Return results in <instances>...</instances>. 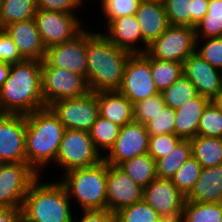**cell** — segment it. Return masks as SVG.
Listing matches in <instances>:
<instances>
[{"mask_svg": "<svg viewBox=\"0 0 222 222\" xmlns=\"http://www.w3.org/2000/svg\"><path fill=\"white\" fill-rule=\"evenodd\" d=\"M195 53L222 71V37L196 38Z\"/></svg>", "mask_w": 222, "mask_h": 222, "instance_id": "cell-39", "label": "cell"}, {"mask_svg": "<svg viewBox=\"0 0 222 222\" xmlns=\"http://www.w3.org/2000/svg\"><path fill=\"white\" fill-rule=\"evenodd\" d=\"M165 107L161 92L133 104L134 121L145 125Z\"/></svg>", "mask_w": 222, "mask_h": 222, "instance_id": "cell-40", "label": "cell"}, {"mask_svg": "<svg viewBox=\"0 0 222 222\" xmlns=\"http://www.w3.org/2000/svg\"><path fill=\"white\" fill-rule=\"evenodd\" d=\"M145 126L149 135L174 134L175 110L165 105Z\"/></svg>", "mask_w": 222, "mask_h": 222, "instance_id": "cell-41", "label": "cell"}, {"mask_svg": "<svg viewBox=\"0 0 222 222\" xmlns=\"http://www.w3.org/2000/svg\"><path fill=\"white\" fill-rule=\"evenodd\" d=\"M183 74L194 84L200 96L219 100L222 94V71L214 68L197 53L183 63Z\"/></svg>", "mask_w": 222, "mask_h": 222, "instance_id": "cell-18", "label": "cell"}, {"mask_svg": "<svg viewBox=\"0 0 222 222\" xmlns=\"http://www.w3.org/2000/svg\"><path fill=\"white\" fill-rule=\"evenodd\" d=\"M211 100L199 94L175 110L174 134L182 140H191L197 136L199 120Z\"/></svg>", "mask_w": 222, "mask_h": 222, "instance_id": "cell-24", "label": "cell"}, {"mask_svg": "<svg viewBox=\"0 0 222 222\" xmlns=\"http://www.w3.org/2000/svg\"><path fill=\"white\" fill-rule=\"evenodd\" d=\"M82 15L83 13L37 10L34 21L43 46L47 49L76 38L89 24H92V22L87 24Z\"/></svg>", "mask_w": 222, "mask_h": 222, "instance_id": "cell-7", "label": "cell"}, {"mask_svg": "<svg viewBox=\"0 0 222 222\" xmlns=\"http://www.w3.org/2000/svg\"><path fill=\"white\" fill-rule=\"evenodd\" d=\"M25 60L19 53L12 38L4 30L0 29V62L13 65Z\"/></svg>", "mask_w": 222, "mask_h": 222, "instance_id": "cell-44", "label": "cell"}, {"mask_svg": "<svg viewBox=\"0 0 222 222\" xmlns=\"http://www.w3.org/2000/svg\"><path fill=\"white\" fill-rule=\"evenodd\" d=\"M195 32L196 38L222 37V0H209L208 11Z\"/></svg>", "mask_w": 222, "mask_h": 222, "instance_id": "cell-33", "label": "cell"}, {"mask_svg": "<svg viewBox=\"0 0 222 222\" xmlns=\"http://www.w3.org/2000/svg\"><path fill=\"white\" fill-rule=\"evenodd\" d=\"M99 3V11L102 14L103 24L105 27L112 19H116L126 15H135L138 9L140 0H94ZM104 16V17H103Z\"/></svg>", "mask_w": 222, "mask_h": 222, "instance_id": "cell-35", "label": "cell"}, {"mask_svg": "<svg viewBox=\"0 0 222 222\" xmlns=\"http://www.w3.org/2000/svg\"><path fill=\"white\" fill-rule=\"evenodd\" d=\"M21 219V209L0 207V222H19Z\"/></svg>", "mask_w": 222, "mask_h": 222, "instance_id": "cell-47", "label": "cell"}, {"mask_svg": "<svg viewBox=\"0 0 222 222\" xmlns=\"http://www.w3.org/2000/svg\"><path fill=\"white\" fill-rule=\"evenodd\" d=\"M118 91L133 104L159 93L154 84L150 62L142 54L129 57Z\"/></svg>", "mask_w": 222, "mask_h": 222, "instance_id": "cell-12", "label": "cell"}, {"mask_svg": "<svg viewBox=\"0 0 222 222\" xmlns=\"http://www.w3.org/2000/svg\"><path fill=\"white\" fill-rule=\"evenodd\" d=\"M107 210L115 214L143 199V188L117 166L107 164Z\"/></svg>", "mask_w": 222, "mask_h": 222, "instance_id": "cell-17", "label": "cell"}, {"mask_svg": "<svg viewBox=\"0 0 222 222\" xmlns=\"http://www.w3.org/2000/svg\"><path fill=\"white\" fill-rule=\"evenodd\" d=\"M76 213L74 214L73 222H115V214L107 209L80 210L79 212L76 210Z\"/></svg>", "mask_w": 222, "mask_h": 222, "instance_id": "cell-45", "label": "cell"}, {"mask_svg": "<svg viewBox=\"0 0 222 222\" xmlns=\"http://www.w3.org/2000/svg\"><path fill=\"white\" fill-rule=\"evenodd\" d=\"M190 142L192 156L202 168L222 165V138L197 135Z\"/></svg>", "mask_w": 222, "mask_h": 222, "instance_id": "cell-26", "label": "cell"}, {"mask_svg": "<svg viewBox=\"0 0 222 222\" xmlns=\"http://www.w3.org/2000/svg\"><path fill=\"white\" fill-rule=\"evenodd\" d=\"M192 156L190 140H181L168 155L156 160L158 179H171L183 163Z\"/></svg>", "mask_w": 222, "mask_h": 222, "instance_id": "cell-27", "label": "cell"}, {"mask_svg": "<svg viewBox=\"0 0 222 222\" xmlns=\"http://www.w3.org/2000/svg\"><path fill=\"white\" fill-rule=\"evenodd\" d=\"M38 177L27 163H0V207L22 209L29 187Z\"/></svg>", "mask_w": 222, "mask_h": 222, "instance_id": "cell-11", "label": "cell"}, {"mask_svg": "<svg viewBox=\"0 0 222 222\" xmlns=\"http://www.w3.org/2000/svg\"><path fill=\"white\" fill-rule=\"evenodd\" d=\"M117 167L143 189L157 178L156 162L148 153L126 160Z\"/></svg>", "mask_w": 222, "mask_h": 222, "instance_id": "cell-25", "label": "cell"}, {"mask_svg": "<svg viewBox=\"0 0 222 222\" xmlns=\"http://www.w3.org/2000/svg\"><path fill=\"white\" fill-rule=\"evenodd\" d=\"M162 219L144 199L115 213V222H160Z\"/></svg>", "mask_w": 222, "mask_h": 222, "instance_id": "cell-36", "label": "cell"}, {"mask_svg": "<svg viewBox=\"0 0 222 222\" xmlns=\"http://www.w3.org/2000/svg\"><path fill=\"white\" fill-rule=\"evenodd\" d=\"M88 4L90 6V3H88L87 0H37V10L60 11L79 14L83 11V13L86 12L85 10L87 9Z\"/></svg>", "mask_w": 222, "mask_h": 222, "instance_id": "cell-43", "label": "cell"}, {"mask_svg": "<svg viewBox=\"0 0 222 222\" xmlns=\"http://www.w3.org/2000/svg\"><path fill=\"white\" fill-rule=\"evenodd\" d=\"M186 201L222 203V165L202 168Z\"/></svg>", "mask_w": 222, "mask_h": 222, "instance_id": "cell-23", "label": "cell"}, {"mask_svg": "<svg viewBox=\"0 0 222 222\" xmlns=\"http://www.w3.org/2000/svg\"><path fill=\"white\" fill-rule=\"evenodd\" d=\"M149 133L146 126L132 121L122 126L119 135L103 160L112 166L148 153Z\"/></svg>", "mask_w": 222, "mask_h": 222, "instance_id": "cell-15", "label": "cell"}, {"mask_svg": "<svg viewBox=\"0 0 222 222\" xmlns=\"http://www.w3.org/2000/svg\"><path fill=\"white\" fill-rule=\"evenodd\" d=\"M149 62L156 89L162 92L183 74V63L160 60L150 57L146 52L142 54Z\"/></svg>", "mask_w": 222, "mask_h": 222, "instance_id": "cell-28", "label": "cell"}, {"mask_svg": "<svg viewBox=\"0 0 222 222\" xmlns=\"http://www.w3.org/2000/svg\"><path fill=\"white\" fill-rule=\"evenodd\" d=\"M180 222H222V203L185 200Z\"/></svg>", "mask_w": 222, "mask_h": 222, "instance_id": "cell-31", "label": "cell"}, {"mask_svg": "<svg viewBox=\"0 0 222 222\" xmlns=\"http://www.w3.org/2000/svg\"><path fill=\"white\" fill-rule=\"evenodd\" d=\"M163 5L170 25L192 27L193 0H165Z\"/></svg>", "mask_w": 222, "mask_h": 222, "instance_id": "cell-38", "label": "cell"}, {"mask_svg": "<svg viewBox=\"0 0 222 222\" xmlns=\"http://www.w3.org/2000/svg\"><path fill=\"white\" fill-rule=\"evenodd\" d=\"M197 135L222 138V105L211 100L200 117Z\"/></svg>", "mask_w": 222, "mask_h": 222, "instance_id": "cell-34", "label": "cell"}, {"mask_svg": "<svg viewBox=\"0 0 222 222\" xmlns=\"http://www.w3.org/2000/svg\"><path fill=\"white\" fill-rule=\"evenodd\" d=\"M160 222H173V221L162 219Z\"/></svg>", "mask_w": 222, "mask_h": 222, "instance_id": "cell-50", "label": "cell"}, {"mask_svg": "<svg viewBox=\"0 0 222 222\" xmlns=\"http://www.w3.org/2000/svg\"><path fill=\"white\" fill-rule=\"evenodd\" d=\"M39 176L29 187L22 206L25 222H73L75 210L65 187ZM55 180V181H54ZM43 181V182H42Z\"/></svg>", "mask_w": 222, "mask_h": 222, "instance_id": "cell-4", "label": "cell"}, {"mask_svg": "<svg viewBox=\"0 0 222 222\" xmlns=\"http://www.w3.org/2000/svg\"><path fill=\"white\" fill-rule=\"evenodd\" d=\"M209 0H193L192 28L202 20L208 11Z\"/></svg>", "mask_w": 222, "mask_h": 222, "instance_id": "cell-46", "label": "cell"}, {"mask_svg": "<svg viewBox=\"0 0 222 222\" xmlns=\"http://www.w3.org/2000/svg\"><path fill=\"white\" fill-rule=\"evenodd\" d=\"M99 115L122 127L134 121L133 103L118 90L98 91Z\"/></svg>", "mask_w": 222, "mask_h": 222, "instance_id": "cell-22", "label": "cell"}, {"mask_svg": "<svg viewBox=\"0 0 222 222\" xmlns=\"http://www.w3.org/2000/svg\"><path fill=\"white\" fill-rule=\"evenodd\" d=\"M90 26L85 29L88 88L91 92L118 90L132 54L116 47L100 30L96 31L94 24L92 29Z\"/></svg>", "mask_w": 222, "mask_h": 222, "instance_id": "cell-1", "label": "cell"}, {"mask_svg": "<svg viewBox=\"0 0 222 222\" xmlns=\"http://www.w3.org/2000/svg\"><path fill=\"white\" fill-rule=\"evenodd\" d=\"M220 103H221V105H222V94H221V97H220V99L218 100Z\"/></svg>", "mask_w": 222, "mask_h": 222, "instance_id": "cell-51", "label": "cell"}, {"mask_svg": "<svg viewBox=\"0 0 222 222\" xmlns=\"http://www.w3.org/2000/svg\"><path fill=\"white\" fill-rule=\"evenodd\" d=\"M41 67H58L84 76L87 79L85 30L76 38L46 49Z\"/></svg>", "mask_w": 222, "mask_h": 222, "instance_id": "cell-16", "label": "cell"}, {"mask_svg": "<svg viewBox=\"0 0 222 222\" xmlns=\"http://www.w3.org/2000/svg\"><path fill=\"white\" fill-rule=\"evenodd\" d=\"M42 61L23 60L11 65L0 87V114L27 115L45 107L41 91Z\"/></svg>", "mask_w": 222, "mask_h": 222, "instance_id": "cell-3", "label": "cell"}, {"mask_svg": "<svg viewBox=\"0 0 222 222\" xmlns=\"http://www.w3.org/2000/svg\"><path fill=\"white\" fill-rule=\"evenodd\" d=\"M201 170L202 166L200 163L193 156H191L183 163V165L178 169L176 174L171 177L170 180L181 193L187 196L193 189Z\"/></svg>", "mask_w": 222, "mask_h": 222, "instance_id": "cell-37", "label": "cell"}, {"mask_svg": "<svg viewBox=\"0 0 222 222\" xmlns=\"http://www.w3.org/2000/svg\"><path fill=\"white\" fill-rule=\"evenodd\" d=\"M41 91L48 107L55 101L82 96L90 90L82 75L58 67H41Z\"/></svg>", "mask_w": 222, "mask_h": 222, "instance_id": "cell-10", "label": "cell"}, {"mask_svg": "<svg viewBox=\"0 0 222 222\" xmlns=\"http://www.w3.org/2000/svg\"><path fill=\"white\" fill-rule=\"evenodd\" d=\"M148 1H153V2H160V3H163L165 0H148Z\"/></svg>", "mask_w": 222, "mask_h": 222, "instance_id": "cell-49", "label": "cell"}, {"mask_svg": "<svg viewBox=\"0 0 222 222\" xmlns=\"http://www.w3.org/2000/svg\"><path fill=\"white\" fill-rule=\"evenodd\" d=\"M196 47L195 28L170 25L146 50L153 58L184 63Z\"/></svg>", "mask_w": 222, "mask_h": 222, "instance_id": "cell-9", "label": "cell"}, {"mask_svg": "<svg viewBox=\"0 0 222 222\" xmlns=\"http://www.w3.org/2000/svg\"><path fill=\"white\" fill-rule=\"evenodd\" d=\"M12 38L20 55L26 60L43 61L46 48L40 38L34 19L13 22L3 28Z\"/></svg>", "mask_w": 222, "mask_h": 222, "instance_id": "cell-20", "label": "cell"}, {"mask_svg": "<svg viewBox=\"0 0 222 222\" xmlns=\"http://www.w3.org/2000/svg\"><path fill=\"white\" fill-rule=\"evenodd\" d=\"M166 106L176 110L195 98L198 93L194 84L182 74L174 83L161 92Z\"/></svg>", "mask_w": 222, "mask_h": 222, "instance_id": "cell-32", "label": "cell"}, {"mask_svg": "<svg viewBox=\"0 0 222 222\" xmlns=\"http://www.w3.org/2000/svg\"><path fill=\"white\" fill-rule=\"evenodd\" d=\"M120 128V126L99 115L88 131L94 147L102 157L113 147L119 135Z\"/></svg>", "mask_w": 222, "mask_h": 222, "instance_id": "cell-30", "label": "cell"}, {"mask_svg": "<svg viewBox=\"0 0 222 222\" xmlns=\"http://www.w3.org/2000/svg\"><path fill=\"white\" fill-rule=\"evenodd\" d=\"M59 177L58 181L65 187L73 206H76L74 209H107V163L104 160L92 167L67 171Z\"/></svg>", "mask_w": 222, "mask_h": 222, "instance_id": "cell-5", "label": "cell"}, {"mask_svg": "<svg viewBox=\"0 0 222 222\" xmlns=\"http://www.w3.org/2000/svg\"><path fill=\"white\" fill-rule=\"evenodd\" d=\"M65 129L89 131L99 116L97 92L55 101L48 106Z\"/></svg>", "mask_w": 222, "mask_h": 222, "instance_id": "cell-8", "label": "cell"}, {"mask_svg": "<svg viewBox=\"0 0 222 222\" xmlns=\"http://www.w3.org/2000/svg\"><path fill=\"white\" fill-rule=\"evenodd\" d=\"M37 0H1L0 29L13 22L34 19Z\"/></svg>", "mask_w": 222, "mask_h": 222, "instance_id": "cell-29", "label": "cell"}, {"mask_svg": "<svg viewBox=\"0 0 222 222\" xmlns=\"http://www.w3.org/2000/svg\"><path fill=\"white\" fill-rule=\"evenodd\" d=\"M143 199L163 219L180 222L186 196L170 179L153 180L143 189Z\"/></svg>", "mask_w": 222, "mask_h": 222, "instance_id": "cell-13", "label": "cell"}, {"mask_svg": "<svg viewBox=\"0 0 222 222\" xmlns=\"http://www.w3.org/2000/svg\"><path fill=\"white\" fill-rule=\"evenodd\" d=\"M10 69H11V65L0 62V87L8 79Z\"/></svg>", "mask_w": 222, "mask_h": 222, "instance_id": "cell-48", "label": "cell"}, {"mask_svg": "<svg viewBox=\"0 0 222 222\" xmlns=\"http://www.w3.org/2000/svg\"><path fill=\"white\" fill-rule=\"evenodd\" d=\"M65 127L49 107L26 115V163L39 175L53 168Z\"/></svg>", "mask_w": 222, "mask_h": 222, "instance_id": "cell-2", "label": "cell"}, {"mask_svg": "<svg viewBox=\"0 0 222 222\" xmlns=\"http://www.w3.org/2000/svg\"><path fill=\"white\" fill-rule=\"evenodd\" d=\"M144 42L150 45L169 26L163 3L141 1L135 12Z\"/></svg>", "mask_w": 222, "mask_h": 222, "instance_id": "cell-21", "label": "cell"}, {"mask_svg": "<svg viewBox=\"0 0 222 222\" xmlns=\"http://www.w3.org/2000/svg\"><path fill=\"white\" fill-rule=\"evenodd\" d=\"M26 115L0 114V163H26Z\"/></svg>", "mask_w": 222, "mask_h": 222, "instance_id": "cell-14", "label": "cell"}, {"mask_svg": "<svg viewBox=\"0 0 222 222\" xmlns=\"http://www.w3.org/2000/svg\"><path fill=\"white\" fill-rule=\"evenodd\" d=\"M102 160L103 157L94 147L89 132L66 129L53 164L57 169L55 178H59L58 174L61 172L64 174L73 169L92 167Z\"/></svg>", "mask_w": 222, "mask_h": 222, "instance_id": "cell-6", "label": "cell"}, {"mask_svg": "<svg viewBox=\"0 0 222 222\" xmlns=\"http://www.w3.org/2000/svg\"><path fill=\"white\" fill-rule=\"evenodd\" d=\"M101 31L116 47L131 54H143L148 48L142 38L141 29L135 15L112 19Z\"/></svg>", "mask_w": 222, "mask_h": 222, "instance_id": "cell-19", "label": "cell"}, {"mask_svg": "<svg viewBox=\"0 0 222 222\" xmlns=\"http://www.w3.org/2000/svg\"><path fill=\"white\" fill-rule=\"evenodd\" d=\"M181 140L175 134L149 135L148 154L156 161L168 155Z\"/></svg>", "mask_w": 222, "mask_h": 222, "instance_id": "cell-42", "label": "cell"}]
</instances>
